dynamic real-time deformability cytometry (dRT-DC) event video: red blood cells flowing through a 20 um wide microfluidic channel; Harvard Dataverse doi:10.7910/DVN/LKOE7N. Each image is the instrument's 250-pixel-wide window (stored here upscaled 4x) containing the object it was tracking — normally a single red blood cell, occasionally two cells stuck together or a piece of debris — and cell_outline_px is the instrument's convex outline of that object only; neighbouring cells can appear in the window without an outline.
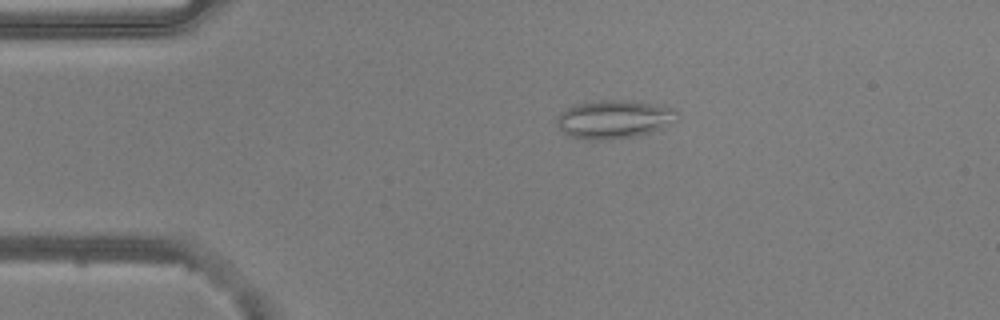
{"species": "common noctule bat (a hibernating species)", "species_latin": "Nyctalus noctula", "temperature_condition": "warm", "stored_images_in_passage": 54, "camera_frame_rate_fps": 3000, "um_per_image_px": 0.085, "animal": {"sex": "male", "body_mass_g": 20.5, "forearm_length_mm": 52.5}, "frame": {"image": 1, "passage_image": 11, "time_ms": 3.333, "image_size_px": [1000, 320], "cell_outline_px": [[680, 120], [652, 132], [632, 136], [600, 140], [588, 140], [568, 136], [556, 124], [556, 120], [560, 112], [576, 104], [600, 100], [632, 100], [676, 108], [680, 112]], "centroid_in_image_um": [52.25, 10.13], "position_along_channel_um": 32.7, "area_um2": 27.22}}
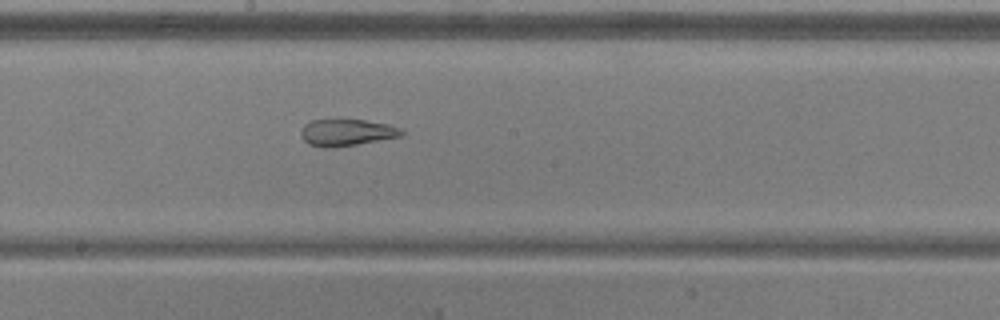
{"frame": {"image": 2, "passage_image": 29, "time_ms": 9.333, "image_size_px": [1000, 320], "cell_outline_px": [[404, 136], [332, 148], [324, 148], [308, 144], [300, 136], [300, 132], [304, 124], [312, 120], [332, 116], [364, 120], [388, 124], [400, 128], [404, 132]], "centroid_in_image_um": [29.42, 11.22], "position_along_channel_um": 218.8, "area_um2": 16.47}}
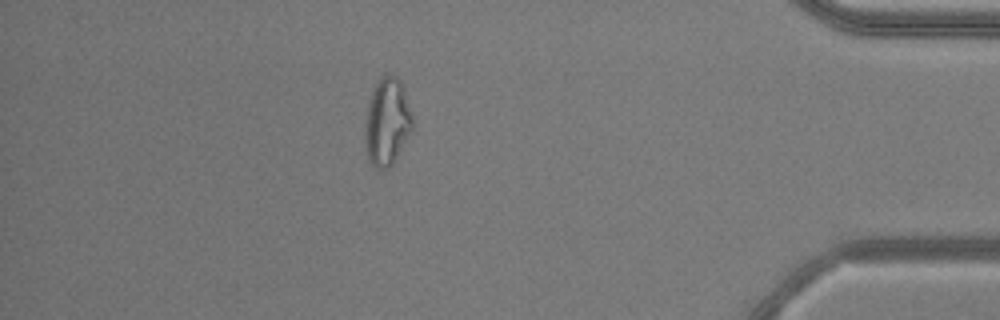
{"frame": {"image": 3, "passage_image": 47, "time_ms": 15.333, "image_size_px": [1000, 320], "cell_outline_px": [[412, 132], [392, 164], [388, 168], [376, 168], [368, 160], [364, 132], [364, 124], [368, 104], [372, 92], [380, 76], [384, 72], [388, 72], [396, 76], [400, 80], [404, 88], [412, 112]], "centroid_in_image_um": [32.91, 10.31], "position_along_channel_um": 402.3, "area_um2": 24.51}, "authors_computed_cell_mechanics": {"area_um2": 23.6113, "velocity_mm_per_s": 3.7761, "shape_relaxation_time_tau1_ms": null, "shape_relaxation_time_tau2_ms": 2.068, "deformation_change_tau1": null, "deformation_change_tau2": 0.0996}}